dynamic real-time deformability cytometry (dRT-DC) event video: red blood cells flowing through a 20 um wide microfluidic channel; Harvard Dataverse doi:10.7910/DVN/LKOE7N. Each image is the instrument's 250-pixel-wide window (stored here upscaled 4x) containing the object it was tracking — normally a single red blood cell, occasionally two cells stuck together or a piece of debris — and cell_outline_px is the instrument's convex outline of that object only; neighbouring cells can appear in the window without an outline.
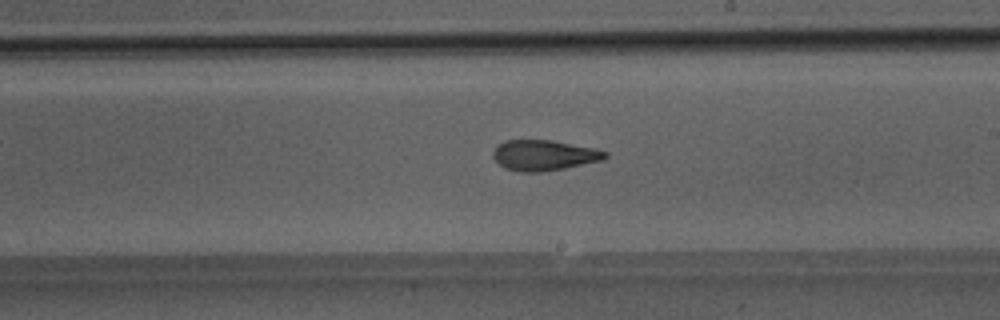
{"species": "Egyptian fruit bat (a non-hibernating species)", "species_latin": "Rousettus aegyptiacus", "temperature_condition": "room temperature", "stored_images_in_passage": 41, "camera_frame_rate_fps": 3000, "um_per_image_px": 0.085, "animal": {"sex": "male"}, "frame": {"image": 1, "passage_image": 28, "time_ms": 9.0, "image_size_px": [1000, 320], "cell_outline_px": [[608, 156], [604, 160], [564, 168], [540, 172], [520, 172], [504, 168], [492, 156], [492, 152], [504, 140], [552, 140], [596, 148], [608, 152]], "centroid_in_image_um": [46.27, 13.19], "position_along_channel_um": 242.7, "area_um2": 20.0}}